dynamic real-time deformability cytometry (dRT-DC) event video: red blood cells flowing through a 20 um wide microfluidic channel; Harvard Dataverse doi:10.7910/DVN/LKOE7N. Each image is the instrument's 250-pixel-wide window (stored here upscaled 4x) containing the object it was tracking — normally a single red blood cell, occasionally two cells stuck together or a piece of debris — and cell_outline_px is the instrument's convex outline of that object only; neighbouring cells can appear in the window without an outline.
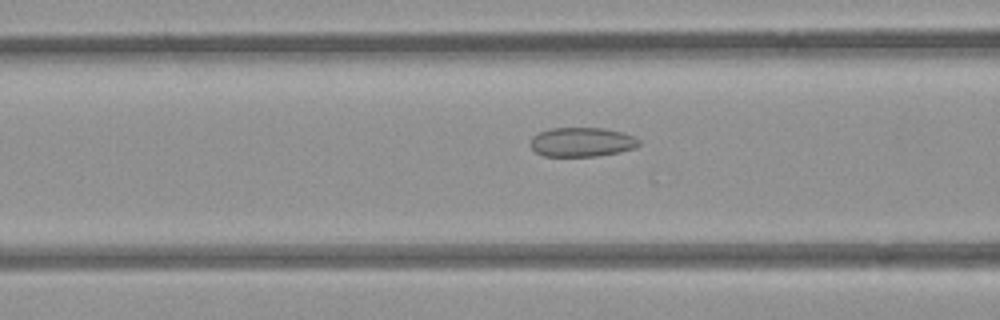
{"species": "common noctule bat (a hibernating species)", "species_latin": "Nyctalus noctula", "temperature_condition": "room temperature", "stored_images_in_passage": 39, "camera_frame_rate_fps": 3000, "um_per_image_px": 0.085, "animal": {"sex": "female", "body_mass_g": 21.9}, "frame": {"image": 1, "passage_image": 15, "time_ms": 4.667, "image_size_px": [1000, 320], "cell_outline_px": [[640, 144], [636, 148], [620, 152], [596, 156], [544, 156], [536, 152], [528, 144], [532, 136], [540, 132], [552, 128], [604, 128], [636, 136], [640, 140]], "centroid_in_image_um": [49.47, 12.08], "position_along_channel_um": 117.1, "area_um2": 18.67}}
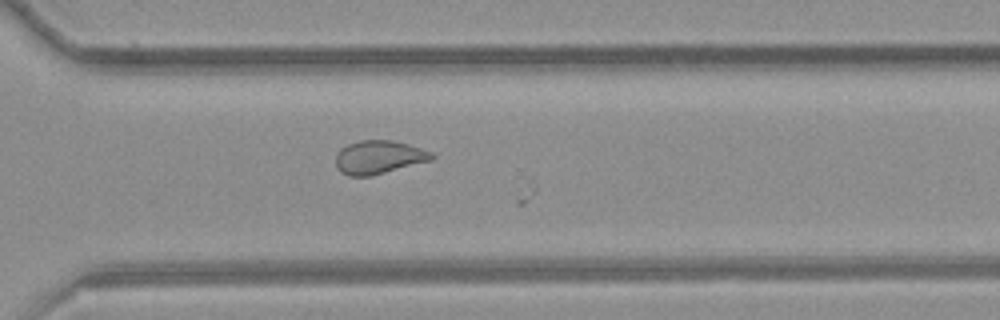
{"frame": {"image": 2, "passage_image": 32, "time_ms": 10.333, "image_size_px": [1000, 320], "cell_outline_px": [[436, 156], [432, 160], [372, 176], [348, 176], [340, 172], [336, 168], [336, 152], [340, 148], [348, 144], [360, 140], [392, 140], [408, 144], [432, 152]], "centroid_in_image_um": [32.18, 13.37], "position_along_channel_um": 338.4, "area_um2": 18.9}}
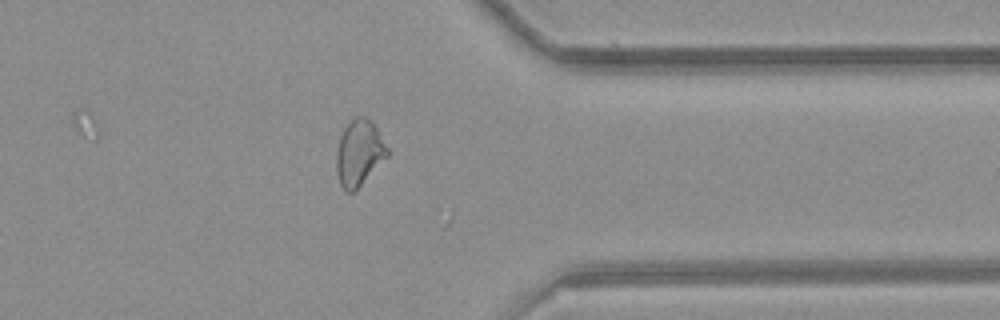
{"frame": {"image": 3, "passage_image": 36, "time_ms": 11.667, "image_size_px": [1000, 320], "cell_outline_px": [[388, 156], [352, 192], [344, 192], [340, 184], [336, 172], [336, 152], [340, 136], [344, 128], [356, 116], [364, 116], [372, 120], [388, 148]], "centroid_in_image_um": [30.51, 12.97], "position_along_channel_um": 380.9, "area_um2": 19.36}}